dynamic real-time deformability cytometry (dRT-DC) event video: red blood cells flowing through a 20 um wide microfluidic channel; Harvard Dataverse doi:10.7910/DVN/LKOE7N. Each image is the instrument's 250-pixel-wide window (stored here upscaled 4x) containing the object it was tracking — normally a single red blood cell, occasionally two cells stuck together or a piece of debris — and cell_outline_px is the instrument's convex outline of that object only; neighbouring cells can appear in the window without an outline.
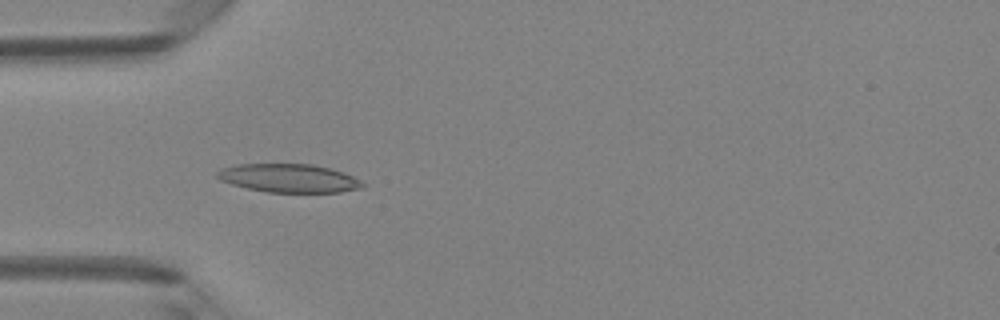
{"species": "Egyptian fruit bat (a non-hibernating species)", "species_latin": "Rousettus aegyptiacus", "temperature_condition": "room temperature", "stored_images_in_passage": 48, "camera_frame_rate_fps": 3000, "um_per_image_px": 0.085, "animal": {"sex": "female"}, "frame": {"image": 1, "passage_image": 15, "time_ms": 4.667, "image_size_px": [1000, 320], "cell_outline_px": [[364, 188], [340, 192], [268, 192], [248, 188], [232, 184], [220, 180], [216, 176], [216, 172], [220, 168], [236, 164], [312, 164], [332, 168], [344, 172], [360, 180], [364, 184]], "centroid_in_image_um": [24.56, 15.13], "position_along_channel_um": 60.4, "area_um2": 24.22}}
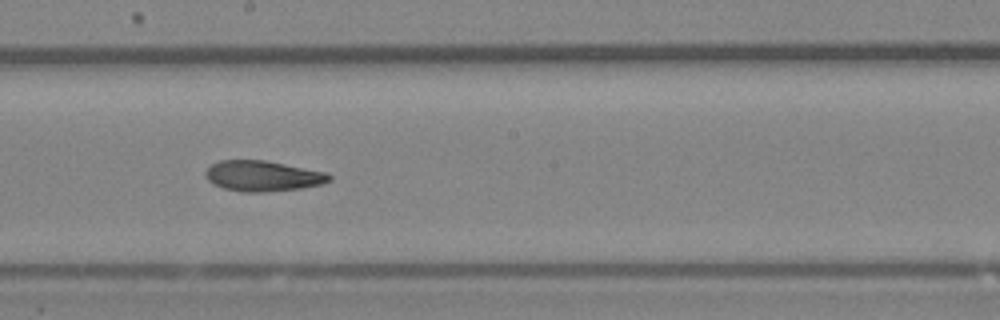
{"frame": {"image": 2, "passage_image": 27, "time_ms": 8.667, "image_size_px": [1000, 320], "cell_outline_px": [[332, 180], [324, 184], [300, 188], [264, 192], [244, 192], [224, 188], [212, 184], [208, 180], [204, 172], [212, 164], [220, 160], [264, 160], [328, 172], [332, 176]], "centroid_in_image_um": [22.37, 14.96], "position_along_channel_um": 225.8, "area_um2": 22.14}}
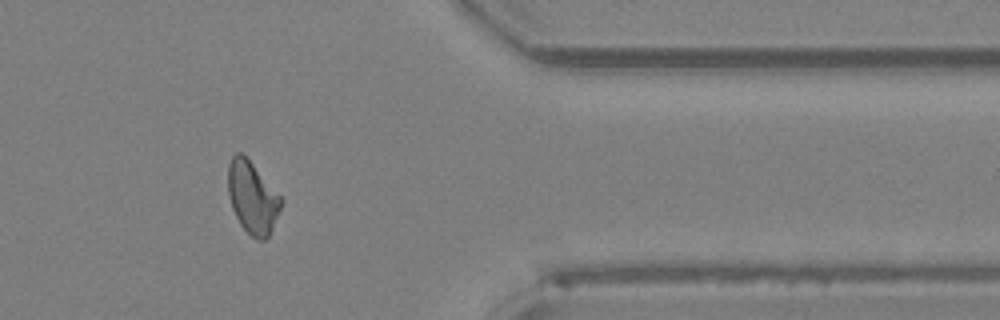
{"frame": {"image": 3, "passage_image": 40, "time_ms": 13.0, "image_size_px": [1000, 320], "cell_outline_px": [[284, 200], [272, 228], [268, 236], [264, 240], [260, 240], [252, 236], [240, 224], [232, 208], [228, 196], [228, 164], [232, 156], [236, 152], [240, 152], [252, 164]], "centroid_in_image_um": [21.44, 16.79], "position_along_channel_um": 390.0, "area_um2": 21.85}, "authors_computed_cell_mechanics": {"area_um2": 22.253, "velocity_mm_per_s": 4.2061, "shape_relaxation_time_tau1_ms": null, "shape_relaxation_time_tau2_ms": 11.0555, "deformation_change_tau1": null, "deformation_change_tau2": 0.2128}}